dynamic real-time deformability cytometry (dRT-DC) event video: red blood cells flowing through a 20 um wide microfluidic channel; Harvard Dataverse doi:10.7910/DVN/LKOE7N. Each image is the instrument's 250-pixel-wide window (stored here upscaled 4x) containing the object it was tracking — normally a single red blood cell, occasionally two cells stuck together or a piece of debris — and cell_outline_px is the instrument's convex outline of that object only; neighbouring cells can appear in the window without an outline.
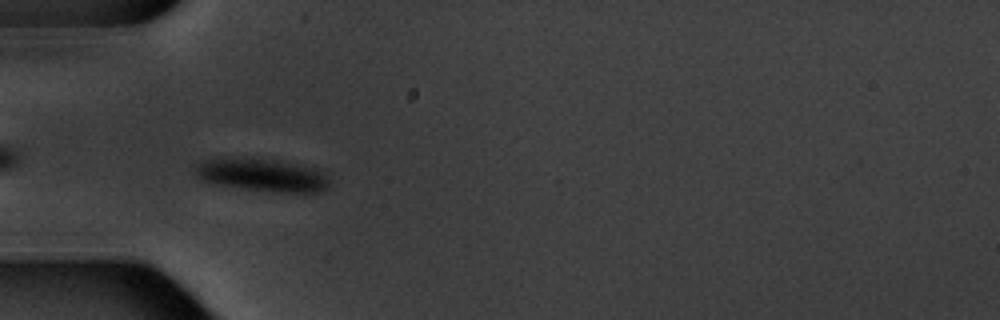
{"species": "common noctule bat (a hibernating species)", "species_latin": "Nyctalus noctula", "temperature_condition": "warm", "stored_images_in_passage": 8, "camera_frame_rate_fps": 3000, "um_per_image_px": 0.085, "animal": {"sex": "male", "body_mass_g": 20.1, "forearm_length_mm": 53.5}, "frame": {"image": 1, "passage_image": 6, "time_ms": 5.667, "image_size_px": [1000, 320], "cell_outline_px": [[332, 180], [328, 188], [320, 192], [272, 192], [216, 184], [196, 180], [192, 172], [204, 160], [224, 156], [256, 156], [284, 160], [316, 168], [324, 172]], "centroid_in_image_um": [22.28, 14.83], "position_along_channel_um": 62.7, "area_um2": 27.17}}